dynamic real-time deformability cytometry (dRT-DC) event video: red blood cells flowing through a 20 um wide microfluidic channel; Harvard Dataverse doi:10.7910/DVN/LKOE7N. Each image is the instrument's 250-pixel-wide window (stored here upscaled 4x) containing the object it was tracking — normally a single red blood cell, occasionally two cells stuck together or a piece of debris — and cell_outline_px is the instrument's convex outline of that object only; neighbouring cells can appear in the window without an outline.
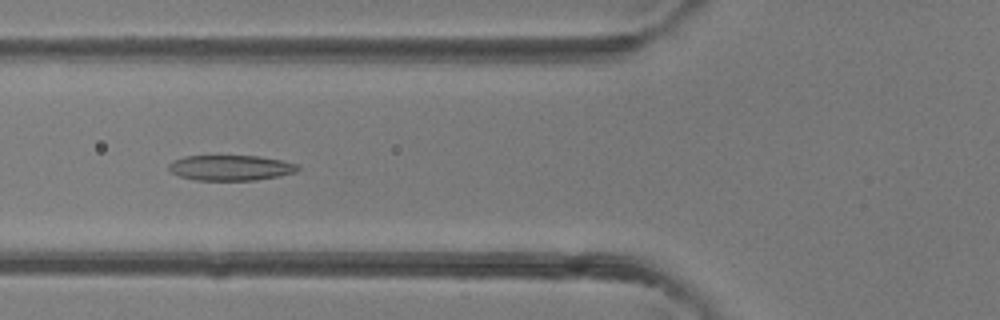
{"species": "common noctule bat (a hibernating species)", "species_latin": "Nyctalus noctula", "temperature_condition": "room temperature", "stored_images_in_passage": 5, "camera_frame_rate_fps": 3000, "um_per_image_px": 0.085, "animal": {"sex": "female"}, "frame": {"image": 1, "passage_image": 5, "time_ms": 4.333, "image_size_px": [1000, 320], "cell_outline_px": [[300, 168], [296, 172], [280, 176], [256, 180], [196, 180], [180, 176], [172, 172], [168, 168], [168, 164], [172, 160], [184, 156], [260, 156], [280, 160], [296, 164]], "centroid_in_image_um": [19.59, 14.26], "position_along_channel_um": 106.2, "area_um2": 19.07}}